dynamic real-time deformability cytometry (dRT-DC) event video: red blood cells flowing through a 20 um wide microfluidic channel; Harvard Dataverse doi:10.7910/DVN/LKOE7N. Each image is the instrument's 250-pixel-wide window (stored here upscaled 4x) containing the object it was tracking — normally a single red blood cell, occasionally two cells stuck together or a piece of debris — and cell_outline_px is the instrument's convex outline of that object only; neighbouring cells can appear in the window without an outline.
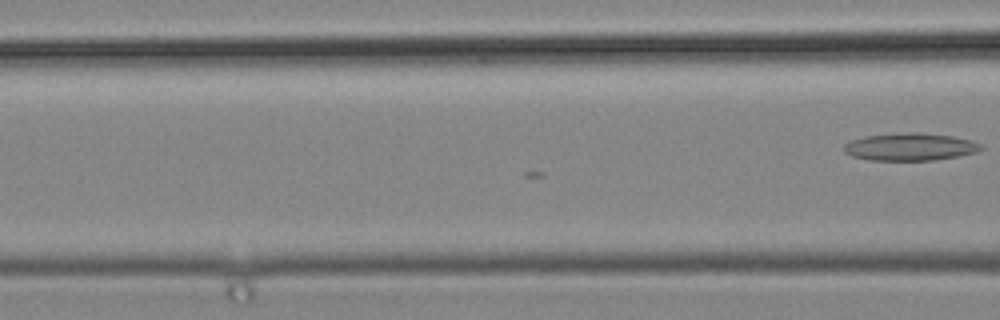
{"species": "common noctule bat (a hibernating species)", "species_latin": "Nyctalus noctula", "temperature_condition": "cold", "stored_images_in_passage": 7, "camera_frame_rate_fps": 3000, "um_per_image_px": 0.085, "animal": {"sex": "male", "body_mass_g": 19.2, "forearm_length_mm": 51.8}, "frame": {"image": 1, "passage_image": 7, "time_ms": 2.0, "image_size_px": [1000, 320], "cell_outline_px": [[984, 148], [980, 152], [960, 156], [932, 160], [868, 160], [852, 156], [844, 152], [844, 144], [852, 140], [864, 136], [908, 132], [916, 132], [952, 136], [972, 140], [980, 144]], "centroid_in_image_um": [77.39, 12.48], "position_along_channel_um": 89.2, "area_um2": 22.08}}